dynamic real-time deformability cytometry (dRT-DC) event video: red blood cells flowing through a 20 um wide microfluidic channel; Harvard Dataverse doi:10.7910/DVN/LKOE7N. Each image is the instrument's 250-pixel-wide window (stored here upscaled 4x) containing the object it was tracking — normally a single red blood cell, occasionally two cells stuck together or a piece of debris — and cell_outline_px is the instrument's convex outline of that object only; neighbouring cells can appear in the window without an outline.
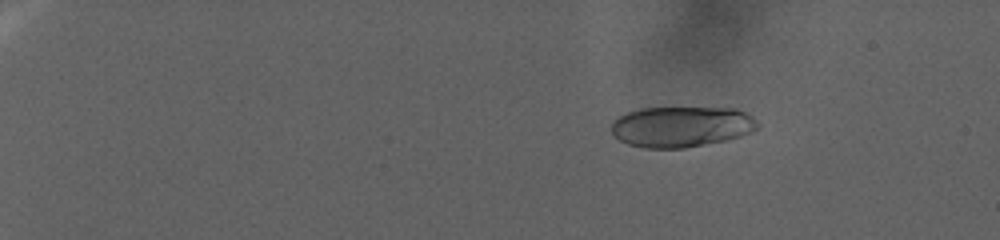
{"species": "human", "species_latin": "Homo sapiens", "temperature_condition": "warm", "stored_images_in_passage": 115, "camera_frame_rate_fps": 3000, "um_per_image_px": 0.085, "donor": {"sex": "female"}, "frame": {"image": 1, "passage_image": 20, "time_ms": 6.333, "image_size_px": [1000, 240], "cell_outline_px": [[760, 128], [752, 132], [728, 140], [684, 148], [644, 148], [628, 144], [620, 140], [612, 132], [612, 120], [628, 112], [640, 108], [736, 108], [752, 116], [760, 124]], "centroid_in_image_um": [57.96, 10.77], "position_along_channel_um": 27.0, "area_um2": 34.85}}
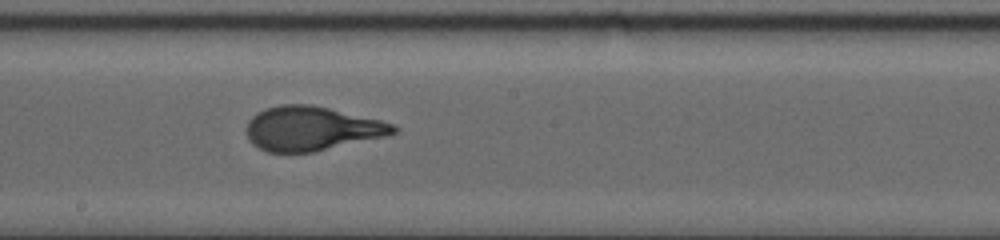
{"frame": {"image": 2, "passage_image": 73, "time_ms": 24.0, "image_size_px": [1000, 240], "cell_outline_px": [[400, 128], [396, 132], [384, 136], [312, 152], [268, 152], [252, 144], [248, 140], [248, 120], [256, 112], [264, 108], [280, 104], [312, 104], [380, 120], [392, 124]], "centroid_in_image_um": [26.45, 10.91], "position_along_channel_um": 221.8, "area_um2": 37.57}}
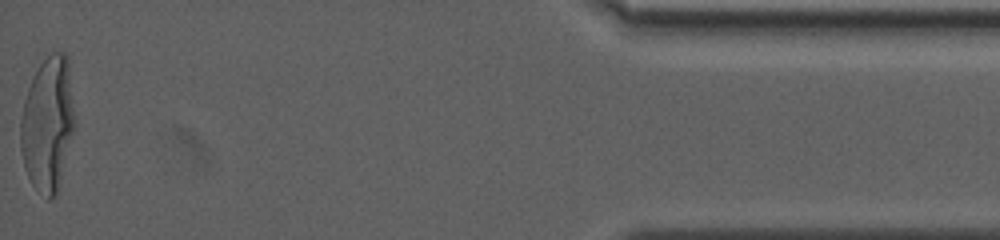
{"frame": {"image": 3, "passage_image": 115, "time_ms": 38.0, "image_size_px": [1000, 240], "cell_outline_px": [[76, 124], [56, 196], [52, 200], [48, 200], [32, 184], [24, 168], [20, 148], [20, 120], [24, 100], [32, 76], [40, 64], [52, 52], [64, 52], [68, 56]], "centroid_in_image_um": [4.07, 10.53], "position_along_channel_um": 431.1, "area_um2": 42.95}}